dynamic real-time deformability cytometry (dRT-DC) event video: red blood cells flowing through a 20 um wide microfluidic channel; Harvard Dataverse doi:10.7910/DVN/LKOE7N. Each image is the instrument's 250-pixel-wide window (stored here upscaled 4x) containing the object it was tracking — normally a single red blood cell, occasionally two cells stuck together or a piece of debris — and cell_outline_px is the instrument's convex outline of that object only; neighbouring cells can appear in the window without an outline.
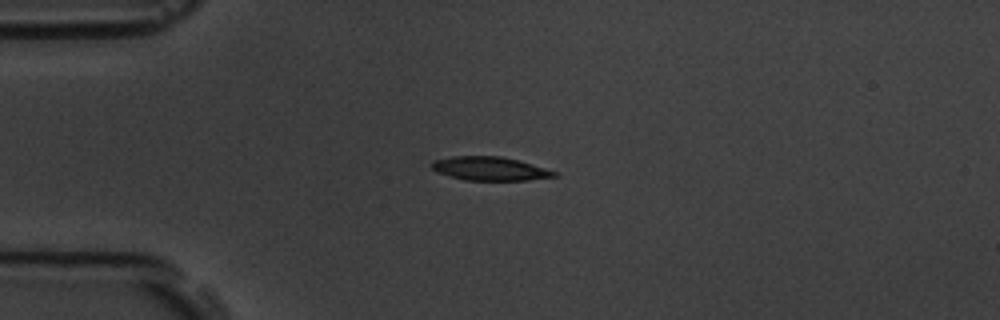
{"species": "common noctule bat (a hibernating species)", "species_latin": "Nyctalus noctula", "temperature_condition": "room temperature", "stored_images_in_passage": 14, "camera_frame_rate_fps": 3000, "um_per_image_px": 0.085, "animal": {"sex": "male", "body_mass_g": 19.5, "forearm_length_mm": 54.6}, "frame": {"image": 1, "passage_image": 3, "time_ms": 3.0, "image_size_px": [1000, 320], "cell_outline_px": [[560, 176], [528, 180], [464, 180], [448, 176], [436, 172], [432, 168], [432, 160], [452, 156], [500, 156], [520, 160], [556, 172]], "centroid_in_image_um": [41.62, 14.33], "position_along_channel_um": 43.4, "area_um2": 16.99}}
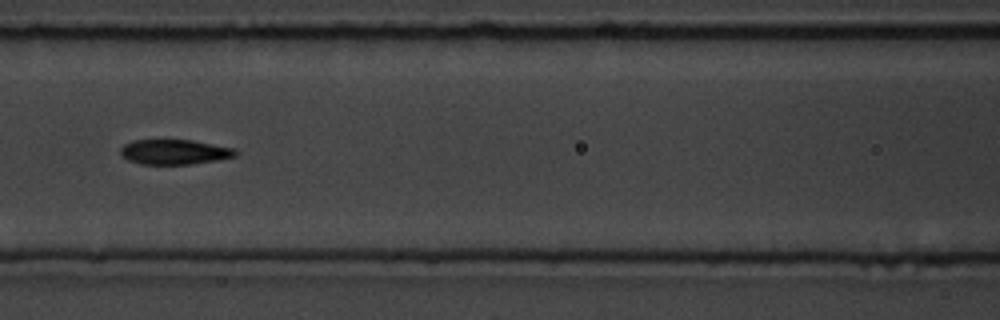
{"frame": {"image": 2, "passage_image": 6, "time_ms": 6.667, "image_size_px": [1000, 320], "cell_outline_px": [[240, 152], [236, 156], [216, 160], [188, 164], [140, 164], [128, 160], [120, 156], [120, 148], [124, 144], [132, 140], [192, 140], [236, 148]], "centroid_in_image_um": [14.83, 12.91], "position_along_channel_um": 151.8, "area_um2": 16.88}}
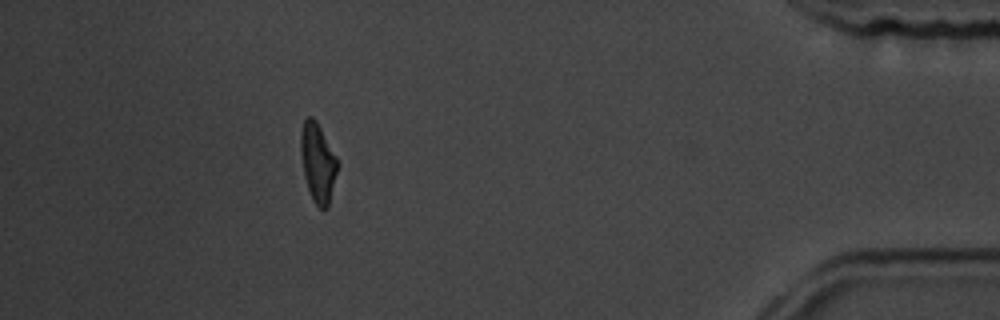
{"frame": {"image": 3, "passage_image": 13, "time_ms": 15.333, "image_size_px": [1000, 320], "cell_outline_px": [[340, 164], [328, 208], [320, 208], [312, 200], [304, 176], [300, 152], [300, 132], [304, 120], [308, 116], [312, 116], [316, 120], [336, 156]], "centroid_in_image_um": [27.02, 13.82], "position_along_channel_um": 408.2, "area_um2": 17.17}, "authors_computed_cell_mechanics": {"area_um2": 16.8487, "velocity_mm_per_s": 3.5845, "shape_relaxation_time_tau1_ms": 3.1469, "shape_relaxation_time_tau2_ms": 3.7629, "deformation_change_tau1": 0.1104, "deformation_change_tau2": 0.0867}}